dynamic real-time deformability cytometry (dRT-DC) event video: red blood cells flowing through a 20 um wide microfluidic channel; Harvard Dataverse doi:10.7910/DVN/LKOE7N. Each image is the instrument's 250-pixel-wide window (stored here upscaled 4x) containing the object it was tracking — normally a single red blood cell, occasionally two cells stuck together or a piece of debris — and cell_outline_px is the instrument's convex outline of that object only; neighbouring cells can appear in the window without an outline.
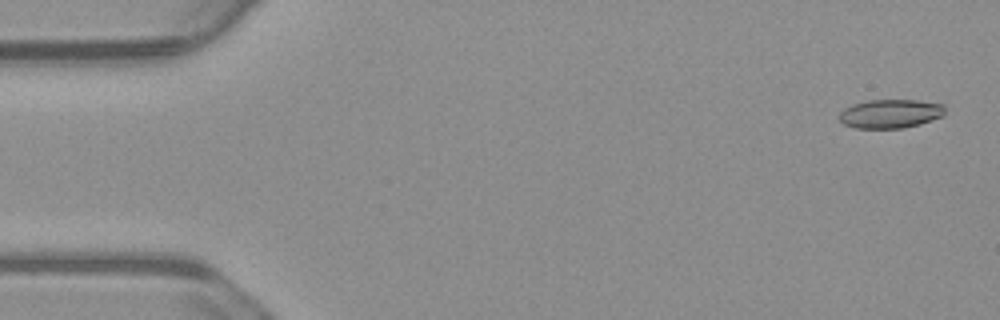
{"species": "common noctule bat (a hibernating species)", "species_latin": "Nyctalus noctula", "temperature_condition": "warm", "stored_images_in_passage": 55, "camera_frame_rate_fps": 3000, "um_per_image_px": 0.085, "animal": {"sex": "male", "body_mass_g": 23.1, "forearm_length_mm": 52.7}, "frame": {"image": 1, "passage_image": 2, "time_ms": 0.333, "image_size_px": [1000, 320], "cell_outline_px": [[944, 116], [920, 124], [904, 128], [856, 128], [844, 124], [836, 116], [844, 108], [852, 104], [868, 100], [916, 100], [944, 104]], "centroid_in_image_um": [75.66, 9.66], "position_along_channel_um": 9.3, "area_um2": 17.92}}
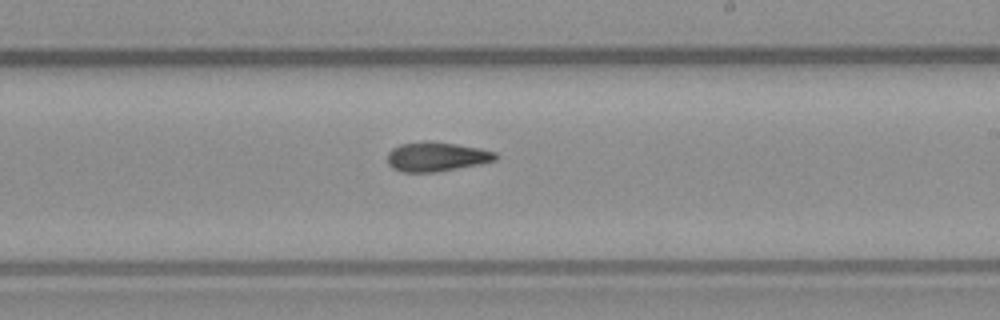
{"frame": {"image": 2, "passage_image": 32, "time_ms": 10.333, "image_size_px": [1000, 320], "cell_outline_px": [[500, 156], [496, 160], [480, 164], [436, 172], [400, 172], [392, 168], [388, 164], [388, 152], [392, 148], [400, 144], [424, 140], [432, 140], [480, 148], [496, 152]], "centroid_in_image_um": [37.1, 13.31], "position_along_channel_um": 251.9, "area_um2": 18.84}}
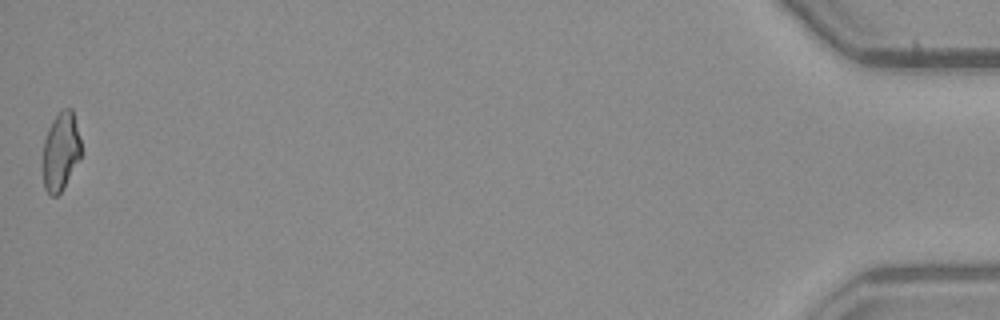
{"frame": {"image": 3, "passage_image": 55, "time_ms": 18.0, "image_size_px": [1000, 320], "cell_outline_px": [[80, 160], [64, 188], [56, 196], [52, 196], [44, 188], [44, 140], [48, 128], [52, 120], [64, 108], [72, 108], [80, 140]], "centroid_in_image_um": [5.17, 12.88], "position_along_channel_um": 430.0, "area_um2": 17.22}, "authors_computed_cell_mechanics": {"area_um2": 18.3804, "velocity_mm_per_s": 3.7226, "shape_relaxation_time_tau1_ms": 6.6016, "shape_relaxation_time_tau2_ms": 3.9152, "deformation_change_tau1": 0.1617, "deformation_change_tau2": 0.1255}}